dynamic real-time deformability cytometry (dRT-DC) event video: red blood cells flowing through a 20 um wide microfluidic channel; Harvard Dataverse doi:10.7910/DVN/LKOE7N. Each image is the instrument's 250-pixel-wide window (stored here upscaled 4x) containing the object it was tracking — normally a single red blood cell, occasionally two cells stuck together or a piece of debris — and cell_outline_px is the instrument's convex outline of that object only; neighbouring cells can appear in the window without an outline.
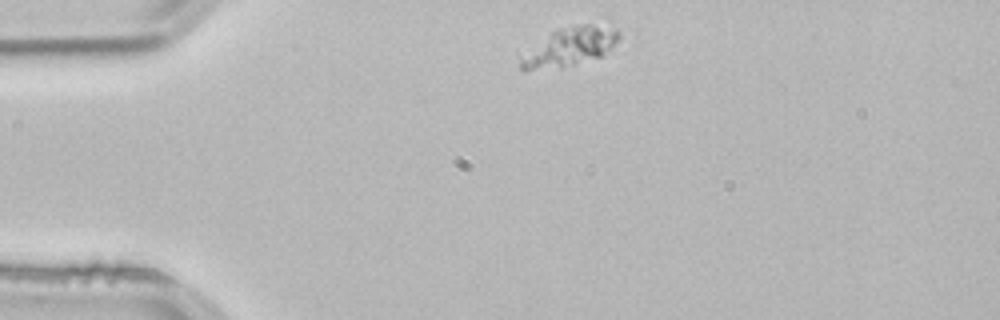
{"species": "common noctule bat (a hibernating species)", "species_latin": "Nyctalus noctula", "temperature_condition": "room temperature", "stored_images_in_passage": 44, "camera_frame_rate_fps": 3000, "um_per_image_px": 0.085, "animal": {"sex": "male", "body_mass_g": 21.5, "forearm_length_mm": 52.0}, "frame": {"image": 1, "passage_image": 1, "time_ms": 0.0, "image_size_px": [1000, 320], "cell_outline_px": [[620, 40], [604, 56], [576, 64], [560, 68], [524, 72], [520, 68], [516, 52], [556, 28], [572, 24], [592, 24], [616, 28], [620, 36]], "centroid_in_image_um": [48.26, 3.99], "position_along_channel_um": 36.7, "area_um2": 23.81}}
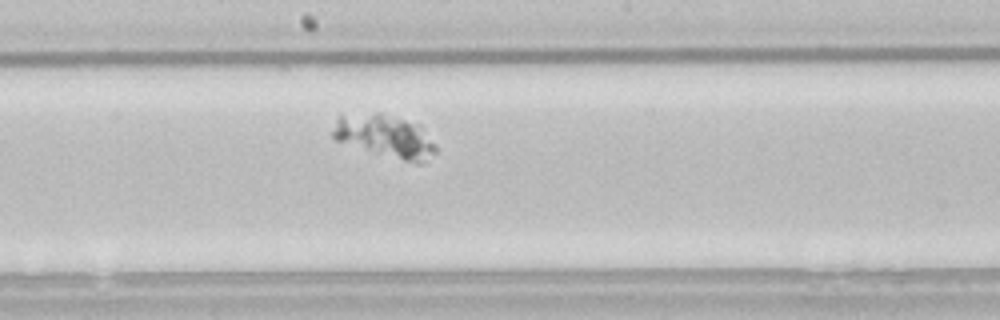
{"frame": {"image": 2, "passage_image": 19, "time_ms": 6.0, "image_size_px": [1000, 320], "cell_outline_px": [[436, 152], [420, 164], [416, 164], [336, 140], [332, 136], [332, 132], [336, 120], [340, 116], [376, 112], [380, 112], [420, 124], [424, 128], [436, 144]], "centroid_in_image_um": [32.8, 11.56], "position_along_channel_um": 215.4, "area_um2": 25.37}}
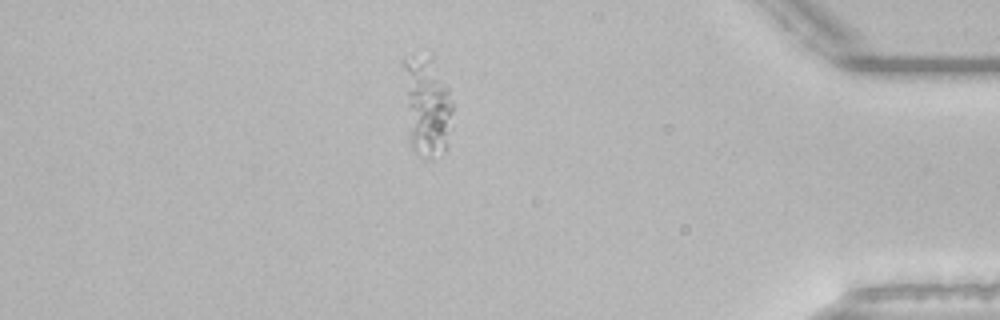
{"frame": {"image": 3, "passage_image": 37, "time_ms": 12.0, "image_size_px": [1000, 320], "cell_outline_px": [[452, 128], [444, 152], [428, 156], [416, 152], [412, 148], [400, 60], [404, 56], [432, 52], [448, 88], [452, 100]], "centroid_in_image_um": [36.27, 8.82], "position_along_channel_um": 398.9, "area_um2": 29.19}}